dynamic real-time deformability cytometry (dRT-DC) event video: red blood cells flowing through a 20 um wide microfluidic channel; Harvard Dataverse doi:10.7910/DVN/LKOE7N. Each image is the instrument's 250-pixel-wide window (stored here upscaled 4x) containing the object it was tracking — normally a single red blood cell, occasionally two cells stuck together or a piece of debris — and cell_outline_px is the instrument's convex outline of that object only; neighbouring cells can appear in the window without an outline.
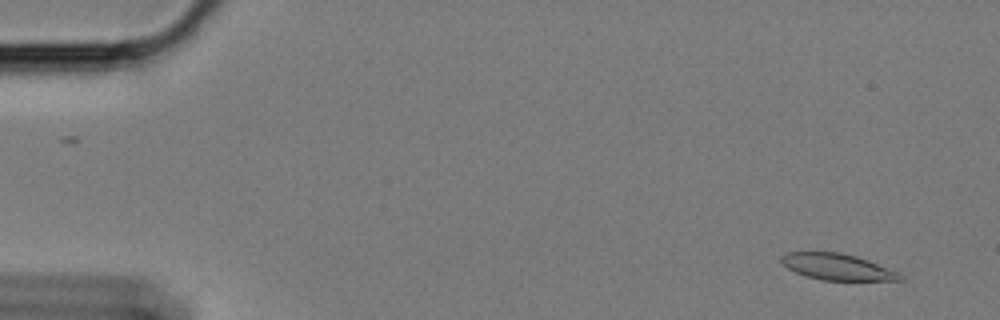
{"species": "Egyptian fruit bat (a non-hibernating species)", "species_latin": "Rousettus aegyptiacus", "temperature_condition": "cold", "stored_images_in_passage": 58, "camera_frame_rate_fps": 3000, "um_per_image_px": 0.085, "animal": {"sex": "female"}, "frame": {"image": 1, "passage_image": 3, "time_ms": 0.667, "image_size_px": [1000, 320], "cell_outline_px": [[904, 280], [820, 280], [796, 272], [788, 268], [780, 260], [780, 256], [788, 252], [840, 252], [856, 256], [868, 260], [896, 272], [904, 276]], "centroid_in_image_um": [71.15, 22.68], "position_along_channel_um": 13.9, "area_um2": 17.92}}
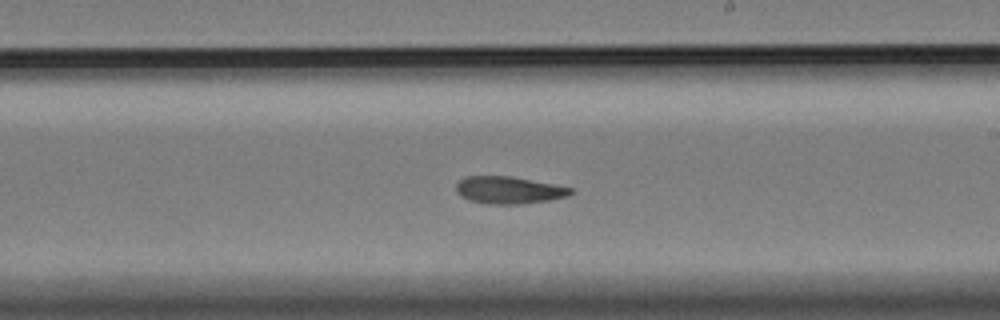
{"frame": {"image": 2, "passage_image": 34, "time_ms": 11.0, "image_size_px": [1000, 320], "cell_outline_px": [[576, 192], [568, 196], [548, 200], [524, 204], [484, 204], [460, 196], [456, 192], [456, 184], [464, 176], [512, 176], [572, 188]], "centroid_in_image_um": [43.25, 16.16], "position_along_channel_um": 245.8, "area_um2": 18.26}}
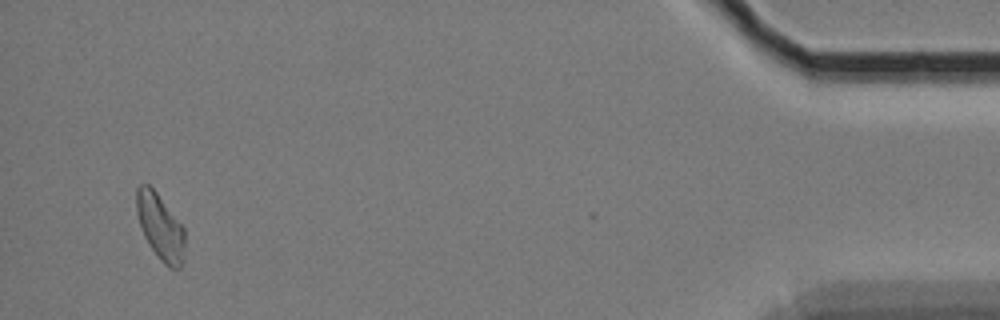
{"frame": {"image": 3, "passage_image": 56, "time_ms": 18.333, "image_size_px": [1000, 320], "cell_outline_px": [[184, 248], [180, 268], [168, 268], [160, 260], [144, 236], [136, 212], [136, 188], [140, 184], [148, 184], [156, 192], [184, 228]], "centroid_in_image_um": [13.6, 19.27], "position_along_channel_um": 421.6, "area_um2": 18.21}, "authors_computed_cell_mechanics": {"area_um2": 19.0162, "velocity_mm_per_s": 3.3903, "shape_relaxation_time_tau1_ms": null, "shape_relaxation_time_tau2_ms": 6.3151, "deformation_change_tau1": null, "deformation_change_tau2": 0.1202}}